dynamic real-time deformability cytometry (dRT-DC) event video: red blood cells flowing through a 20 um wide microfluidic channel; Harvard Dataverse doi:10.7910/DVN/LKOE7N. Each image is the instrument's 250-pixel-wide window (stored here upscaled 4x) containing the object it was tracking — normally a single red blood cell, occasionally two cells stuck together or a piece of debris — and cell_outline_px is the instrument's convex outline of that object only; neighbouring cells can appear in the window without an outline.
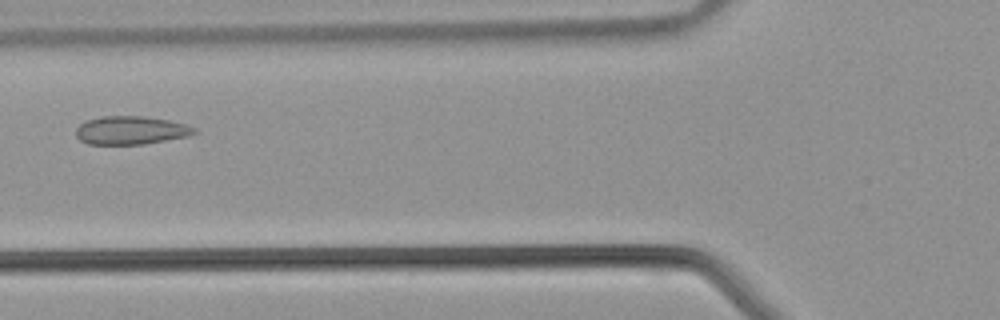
{"species": "common noctule bat (a hibernating species)", "species_latin": "Nyctalus noctula", "temperature_condition": "warm", "stored_images_in_passage": 30, "camera_frame_rate_fps": 3000, "um_per_image_px": 0.085, "animal": {"sex": "male", "body_mass_g": 21.5, "forearm_length_mm": 52.0}, "frame": {"image": 1, "passage_image": 5, "time_ms": 1.333, "image_size_px": [1000, 320], "cell_outline_px": [[200, 132], [188, 136], [144, 144], [88, 144], [80, 140], [76, 136], [76, 128], [80, 124], [88, 120], [100, 116], [144, 116], [168, 120], [184, 124], [196, 128]], "centroid_in_image_um": [11.13, 11.07], "position_along_channel_um": 114.7, "area_um2": 19.54}}
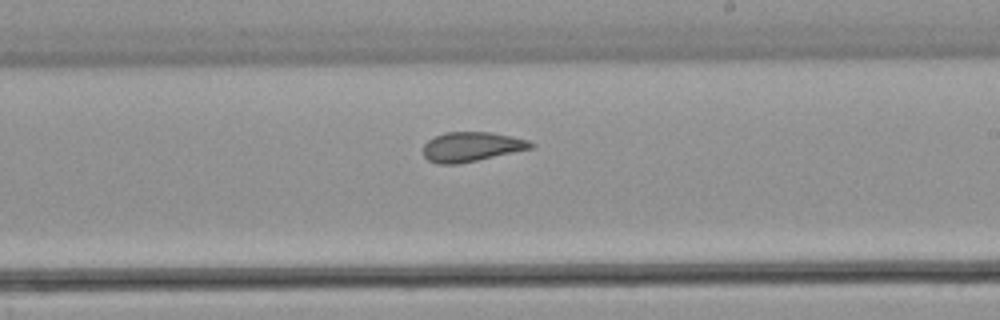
{"frame": {"image": 2, "passage_image": 13, "time_ms": 4.0, "image_size_px": [1000, 320], "cell_outline_px": [[536, 144], [532, 148], [460, 164], [436, 164], [428, 160], [424, 156], [424, 144], [428, 140], [444, 132], [492, 132], [512, 136], [528, 140]], "centroid_in_image_um": [40.08, 12.47], "position_along_channel_um": 248.9, "area_um2": 18.61}}
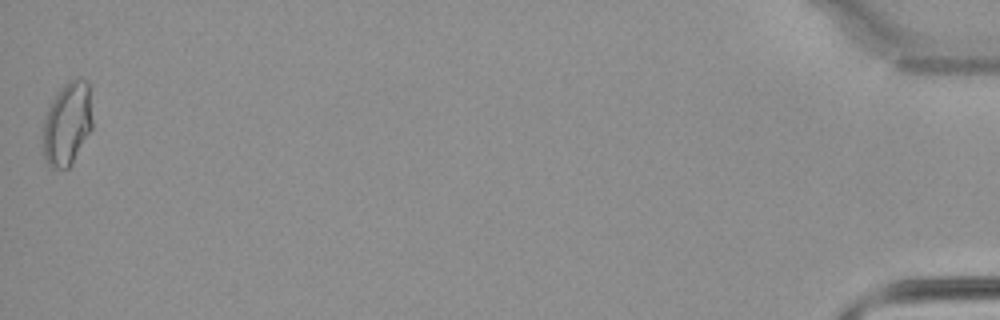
{"frame": {"image": 3, "passage_image": 30, "time_ms": 9.667, "image_size_px": [1000, 320], "cell_outline_px": [[92, 128], [72, 164], [68, 168], [52, 172], [48, 168], [44, 156], [44, 120], [48, 108], [56, 92], [68, 80], [76, 76], [88, 80], [92, 120]], "centroid_in_image_um": [5.72, 10.53], "position_along_channel_um": 429.5, "area_um2": 24.45}}